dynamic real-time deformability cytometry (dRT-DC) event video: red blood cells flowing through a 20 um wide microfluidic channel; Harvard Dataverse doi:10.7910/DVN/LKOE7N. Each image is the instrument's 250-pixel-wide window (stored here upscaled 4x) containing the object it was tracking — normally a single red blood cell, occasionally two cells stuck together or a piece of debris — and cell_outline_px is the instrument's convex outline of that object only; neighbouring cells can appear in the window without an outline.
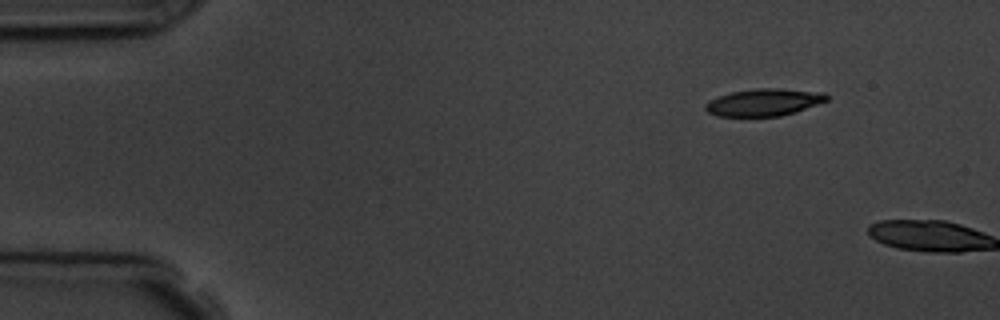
{"species": "common noctule bat (a hibernating species)", "species_latin": "Nyctalus noctula", "temperature_condition": "room temperature", "stored_images_in_passage": 2, "camera_frame_rate_fps": 3000, "um_per_image_px": 0.085, "animal": {"sex": "male", "body_mass_g": 19.5, "forearm_length_mm": 54.6}, "frame": {"image": 1, "passage_image": 1, "time_ms": 0.0, "image_size_px": [1000, 320], "cell_outline_px": [[828, 100], [796, 112], [780, 116], [716, 116], [708, 112], [704, 108], [704, 104], [720, 96], [732, 92], [756, 88], [780, 88], [824, 92], [828, 96]], "centroid_in_image_um": [64.96, 8.69], "position_along_channel_um": 20.0, "area_um2": 19.19}}